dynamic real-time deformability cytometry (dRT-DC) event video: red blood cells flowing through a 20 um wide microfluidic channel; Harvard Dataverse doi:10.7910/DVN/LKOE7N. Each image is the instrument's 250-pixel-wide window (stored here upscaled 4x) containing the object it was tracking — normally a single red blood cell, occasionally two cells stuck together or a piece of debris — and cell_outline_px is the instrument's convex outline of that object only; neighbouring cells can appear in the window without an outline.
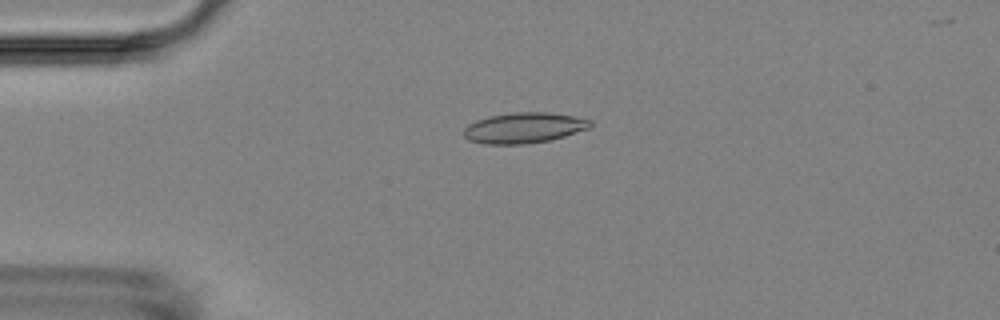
{"species": "Egyptian fruit bat (a non-hibernating species)", "species_latin": "Rousettus aegyptiacus", "temperature_condition": "room temperature", "stored_images_in_passage": 6, "camera_frame_rate_fps": 3000, "um_per_image_px": 0.085, "animal": {"sex": "female"}, "frame": {"image": 1, "passage_image": 4, "time_ms": 3.333, "image_size_px": [1000, 320], "cell_outline_px": [[592, 124], [588, 128], [552, 140], [528, 144], [484, 144], [468, 140], [464, 136], [464, 128], [468, 124], [476, 120], [488, 116], [512, 112], [548, 112], [576, 116], [592, 120]], "centroid_in_image_um": [44.53, 10.86], "position_along_channel_um": 40.5, "area_um2": 22.77}}
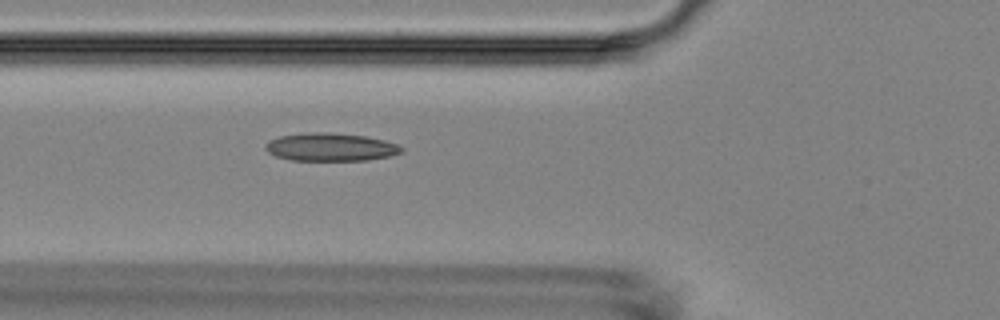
{"frame": {"image": 2, "passage_image": 6, "time_ms": 5.667, "image_size_px": [1000, 320], "cell_outline_px": [[404, 152], [388, 156], [368, 160], [292, 160], [276, 156], [268, 152], [264, 148], [264, 144], [268, 140], [280, 136], [300, 132], [324, 132], [364, 136], [384, 140], [400, 144], [404, 148]], "centroid_in_image_um": [28.09, 12.49], "position_along_channel_um": 97.7, "area_um2": 22.37}}